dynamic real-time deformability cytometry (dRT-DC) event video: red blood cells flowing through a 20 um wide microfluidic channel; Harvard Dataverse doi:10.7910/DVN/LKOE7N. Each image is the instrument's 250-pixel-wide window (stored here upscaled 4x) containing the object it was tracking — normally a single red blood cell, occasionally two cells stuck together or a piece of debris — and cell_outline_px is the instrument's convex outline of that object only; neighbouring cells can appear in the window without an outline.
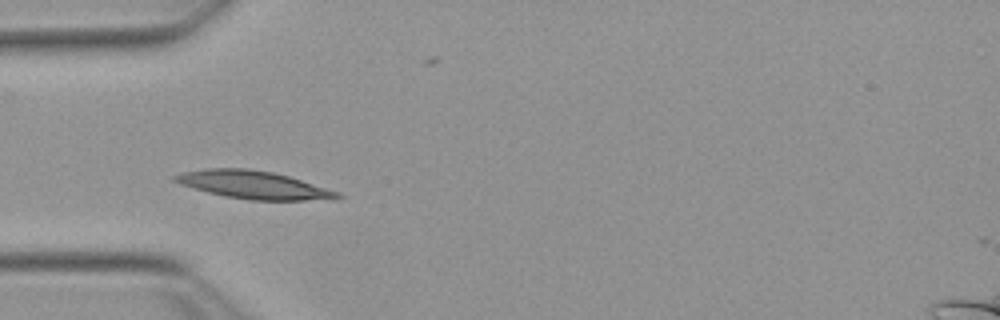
{"species": "Egyptian fruit bat (a non-hibernating species)", "species_latin": "Rousettus aegyptiacus", "temperature_condition": "warm", "stored_images_in_passage": 39, "camera_frame_rate_fps": 3000, "um_per_image_px": 0.085, "animal": {"sex": "female"}, "frame": {"image": 1, "passage_image": 1, "time_ms": 0.0, "image_size_px": [1000, 320], "cell_outline_px": [[344, 196], [336, 200], [252, 200], [224, 196], [208, 192], [180, 184], [172, 180], [172, 176], [184, 172], [204, 168], [248, 168], [272, 172], [288, 176], [340, 192]], "centroid_in_image_um": [21.58, 15.72], "position_along_channel_um": 63.4, "area_um2": 26.47}}
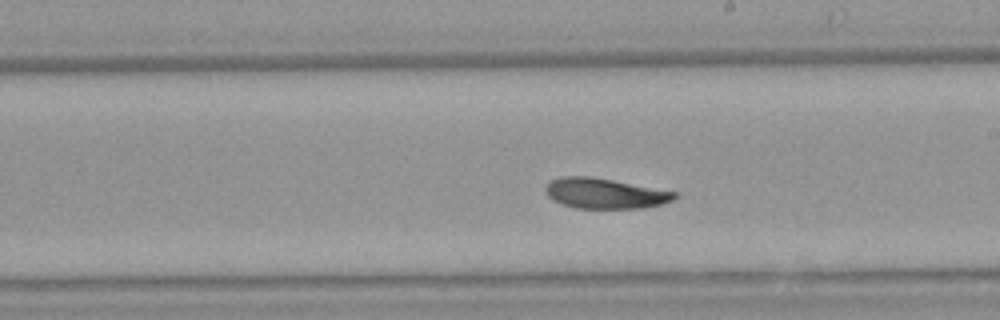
{"frame": {"image": 2, "passage_image": 15, "time_ms": 4.667, "image_size_px": [1000, 320], "cell_outline_px": [[676, 196], [672, 200], [660, 204], [644, 208], [576, 208], [560, 204], [552, 200], [548, 196], [544, 188], [552, 180], [564, 176], [588, 176], [612, 180], [676, 192]], "centroid_in_image_um": [51.37, 16.45], "position_along_channel_um": 237.6, "area_um2": 22.54}}
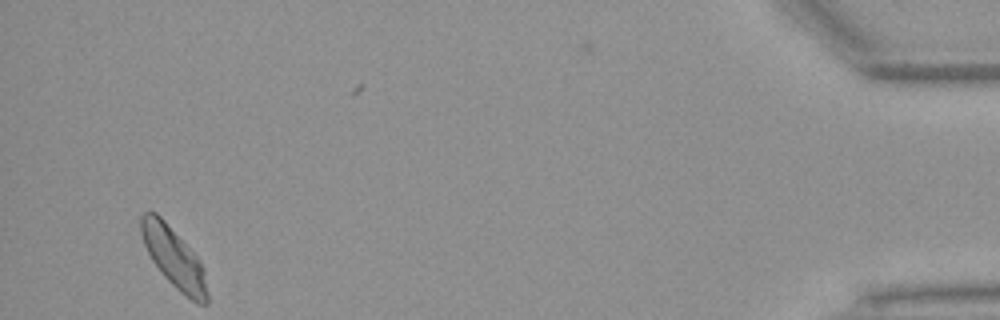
{"frame": {"image": 3, "passage_image": 36, "time_ms": 11.667, "image_size_px": [1000, 320], "cell_outline_px": [[208, 304], [196, 304], [180, 292], [164, 276], [152, 260], [144, 244], [140, 232], [140, 216], [144, 212], [156, 212], [164, 220], [200, 260], [204, 268], [208, 296]], "centroid_in_image_um": [14.79, 21.92], "position_along_channel_um": 420.4, "area_um2": 23.06}, "authors_computed_cell_mechanics": {"area_um2": 23.0622, "velocity_mm_per_s": 3.7688, "shape_relaxation_time_tau1_ms": 5.8851, "shape_relaxation_time_tau2_ms": null, "deformation_change_tau1": 0.1629, "deformation_change_tau2": null}}